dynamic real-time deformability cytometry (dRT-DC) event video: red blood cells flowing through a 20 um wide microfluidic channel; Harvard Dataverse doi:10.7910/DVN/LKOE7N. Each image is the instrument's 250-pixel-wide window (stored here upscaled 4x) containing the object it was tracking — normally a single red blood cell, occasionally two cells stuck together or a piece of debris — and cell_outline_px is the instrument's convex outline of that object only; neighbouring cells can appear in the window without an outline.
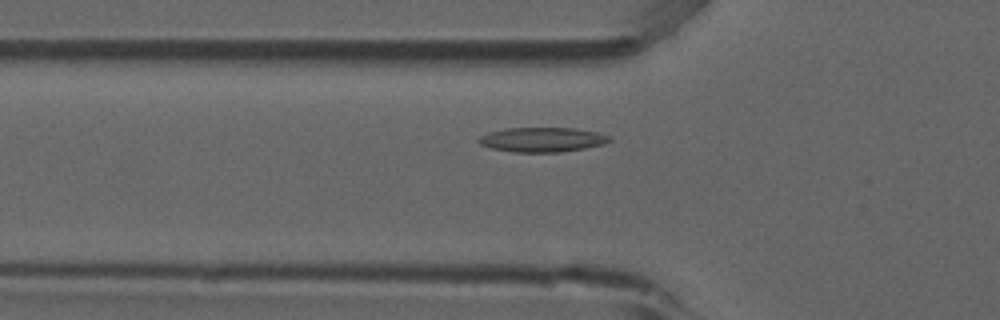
{"species": "common noctule bat (a hibernating species)", "species_latin": "Nyctalus noctula", "temperature_condition": "room temperature", "stored_images_in_passage": 50, "camera_frame_rate_fps": 3000, "um_per_image_px": 0.085, "animal": {"sex": "male", "forearm_length_mm": 52.5}, "frame": {"image": 1, "passage_image": 14, "time_ms": 4.333, "image_size_px": [1000, 320], "cell_outline_px": [[612, 140], [604, 144], [584, 148], [560, 152], [512, 152], [492, 148], [480, 144], [476, 140], [480, 136], [488, 132], [504, 128], [572, 128], [596, 132], [612, 136]], "centroid_in_image_um": [46.08, 11.87], "position_along_channel_um": 79.7, "area_um2": 18.79}}
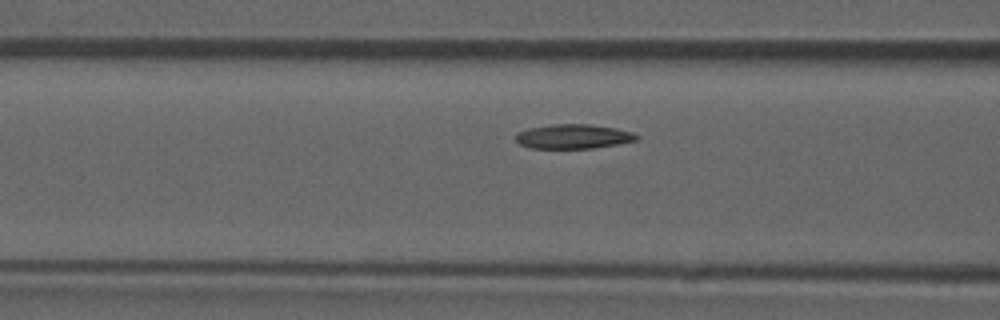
{"frame": {"image": 2, "passage_image": 17, "time_ms": 5.333, "image_size_px": [1000, 320], "cell_outline_px": [[640, 136], [636, 140], [620, 144], [596, 148], [528, 148], [520, 144], [516, 140], [516, 132], [528, 128], [556, 124], [588, 124], [616, 128], [632, 132]], "centroid_in_image_um": [48.74, 11.6], "position_along_channel_um": 117.9, "area_um2": 17.28}}
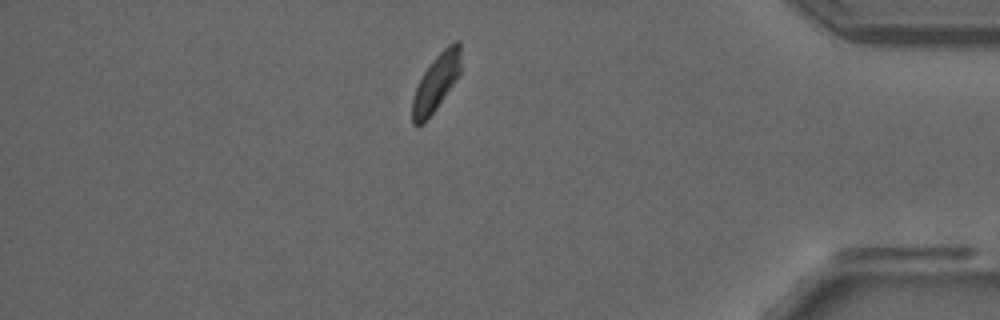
{"frame": {"image": 3, "passage_image": 42, "time_ms": 13.667, "image_size_px": [1000, 320], "cell_outline_px": [[460, 72], [456, 80], [436, 108], [424, 124], [412, 124], [412, 96], [424, 72], [432, 60], [452, 40], [460, 40]], "centroid_in_image_um": [37.07, 7.0], "position_along_channel_um": 398.1, "area_um2": 15.95}, "authors_computed_cell_mechanics": {"area_um2": 17.2533, "velocity_mm_per_s": 3.7952, "shape_relaxation_time_tau1_ms": 6.1967, "shape_relaxation_time_tau2_ms": 2.1632, "deformation_change_tau1": 0.1247, "deformation_change_tau2": 0.0609}}